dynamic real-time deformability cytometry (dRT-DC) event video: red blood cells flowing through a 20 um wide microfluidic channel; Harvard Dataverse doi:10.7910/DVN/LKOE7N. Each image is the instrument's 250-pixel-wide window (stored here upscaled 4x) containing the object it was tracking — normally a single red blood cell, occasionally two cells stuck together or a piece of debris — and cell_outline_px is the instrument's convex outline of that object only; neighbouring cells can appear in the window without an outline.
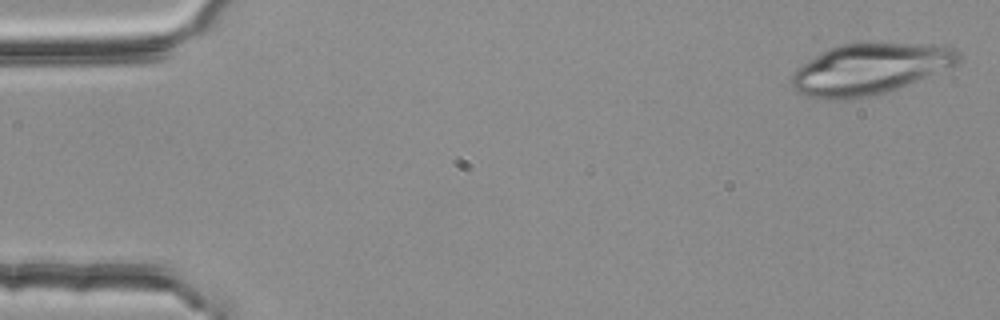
{"species": "common noctule bat (a hibernating species)", "species_latin": "Nyctalus noctula", "temperature_condition": "room temperature", "stored_images_in_passage": 4, "camera_frame_rate_fps": 3000, "um_per_image_px": 0.085, "animal": {"sex": "female", "body_mass_g": 25.1}, "frame": {"image": 1, "passage_image": 1, "time_ms": 0.0, "image_size_px": [1000, 320], "cell_outline_px": [[960, 64], [896, 88], [872, 96], [852, 100], [824, 100], [808, 96], [796, 92], [792, 88], [792, 76], [796, 68], [800, 64], [828, 48], [840, 44], [940, 44], [956, 48], [960, 52]], "centroid_in_image_um": [73.91, 5.87], "position_along_channel_um": 11.1, "area_um2": 49.71}}